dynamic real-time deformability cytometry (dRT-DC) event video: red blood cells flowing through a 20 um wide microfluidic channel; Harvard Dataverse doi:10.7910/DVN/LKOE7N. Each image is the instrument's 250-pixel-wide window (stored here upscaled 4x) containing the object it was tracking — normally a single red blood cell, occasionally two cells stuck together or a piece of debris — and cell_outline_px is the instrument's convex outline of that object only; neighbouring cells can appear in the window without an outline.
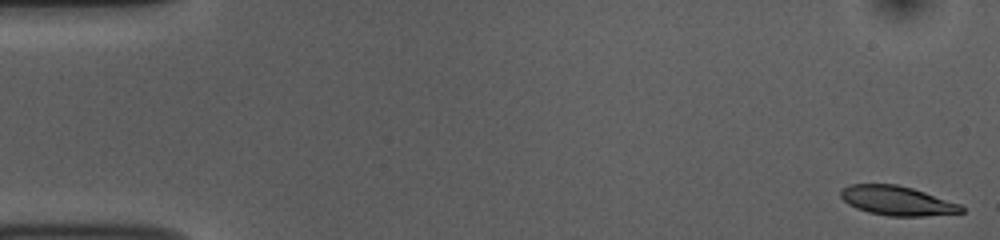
{"species": "common noctule bat (a hibernating species)", "species_latin": "Nyctalus noctula", "temperature_condition": "room temperature", "stored_images_in_passage": 53, "camera_frame_rate_fps": 3000, "um_per_image_px": 0.085, "animal": {"sex": "female", "body_mass_g": 10.0, "forearm_length_mm": 53.1}, "frame": {"image": 1, "passage_image": 1, "time_ms": 0.0, "image_size_px": [1000, 240], "cell_outline_px": [[964, 212], [924, 216], [888, 216], [868, 212], [856, 208], [848, 204], [840, 196], [840, 188], [852, 184], [896, 184], [912, 188], [960, 204], [964, 208]], "centroid_in_image_um": [76.22, 17.06], "position_along_channel_um": 8.8, "area_um2": 20.58}}
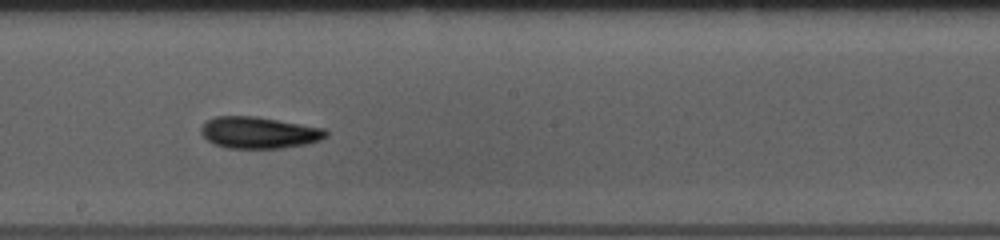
{"frame": {"image": 2, "passage_image": 29, "time_ms": 9.333, "image_size_px": [1000, 240], "cell_outline_px": [[328, 136], [320, 140], [308, 144], [280, 148], [228, 148], [212, 144], [200, 132], [200, 128], [208, 120], [216, 116], [256, 116], [324, 128], [328, 132]], "centroid_in_image_um": [22.02, 11.27], "position_along_channel_um": 226.2, "area_um2": 23.06}}
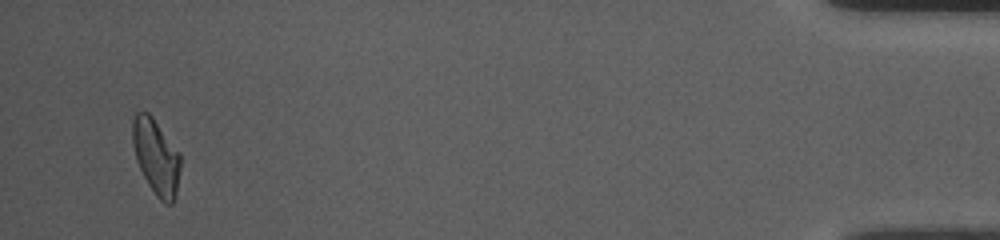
{"frame": {"image": 3, "passage_image": 51, "time_ms": 16.667, "image_size_px": [1000, 240], "cell_outline_px": [[180, 168], [176, 196], [172, 204], [164, 204], [156, 196], [148, 184], [136, 160], [132, 144], [132, 120], [136, 112], [148, 112], [152, 116], [180, 152]], "centroid_in_image_um": [13.27, 13.33], "position_along_channel_um": 421.9, "area_um2": 21.21}, "authors_computed_cell_mechanics": {"area_um2": 21.3282, "velocity_mm_per_s": 3.74, "shape_relaxation_time_tau1_ms": 4.2041, "shape_relaxation_time_tau2_ms": null, "deformation_change_tau1": 0.1311, "deformation_change_tau2": null}}